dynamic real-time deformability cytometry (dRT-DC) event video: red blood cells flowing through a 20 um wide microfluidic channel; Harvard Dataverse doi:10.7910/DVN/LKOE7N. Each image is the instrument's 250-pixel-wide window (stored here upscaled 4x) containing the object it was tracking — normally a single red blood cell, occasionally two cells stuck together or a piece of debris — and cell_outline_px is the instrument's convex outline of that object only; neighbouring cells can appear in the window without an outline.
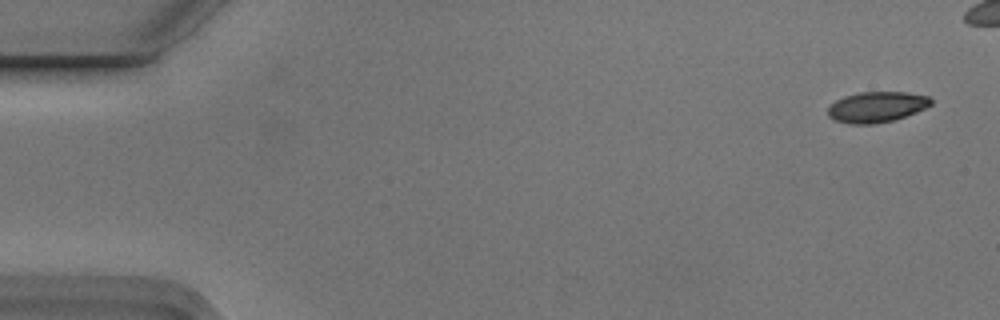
{"species": "Egyptian fruit bat (a non-hibernating species)", "species_latin": "Rousettus aegyptiacus", "temperature_condition": "cold", "stored_images_in_passage": 4, "camera_frame_rate_fps": 3000, "um_per_image_px": 0.085, "animal": {"sex": "male"}, "frame": {"image": 1, "passage_image": 1, "time_ms": 0.0, "image_size_px": [1000, 320], "cell_outline_px": [[932, 104], [916, 112], [892, 120], [872, 124], [852, 124], [836, 120], [828, 116], [828, 108], [836, 100], [844, 96], [860, 92], [904, 92], [928, 96], [932, 100]], "centroid_in_image_um": [74.51, 9.08], "position_along_channel_um": 10.5, "area_um2": 18.15}}